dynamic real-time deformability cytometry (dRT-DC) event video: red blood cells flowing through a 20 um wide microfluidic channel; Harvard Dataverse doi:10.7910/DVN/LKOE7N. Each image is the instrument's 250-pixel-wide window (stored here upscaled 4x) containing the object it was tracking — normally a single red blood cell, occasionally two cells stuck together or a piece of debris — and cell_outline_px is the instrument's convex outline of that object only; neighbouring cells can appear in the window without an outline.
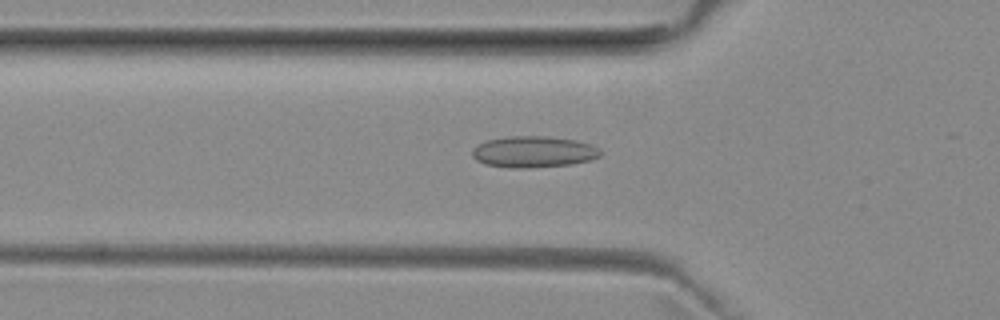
{"species": "common noctule bat (a hibernating species)", "species_latin": "Nyctalus noctula", "temperature_condition": "room temperature", "stored_images_in_passage": 25, "camera_frame_rate_fps": 3000, "um_per_image_px": 0.085, "animal": {"sex": "female", "body_mass_g": 29.2, "forearm_length_mm": 56.3}, "frame": {"image": 1, "passage_image": 17, "time_ms": 5.333, "image_size_px": [1000, 320], "cell_outline_px": [[600, 156], [592, 160], [572, 164], [524, 168], [508, 168], [484, 164], [476, 160], [472, 156], [472, 148], [476, 144], [488, 140], [512, 136], [544, 136], [576, 140], [592, 144], [600, 148]], "centroid_in_image_um": [45.35, 12.91], "position_along_channel_um": 80.5, "area_um2": 23.58}}
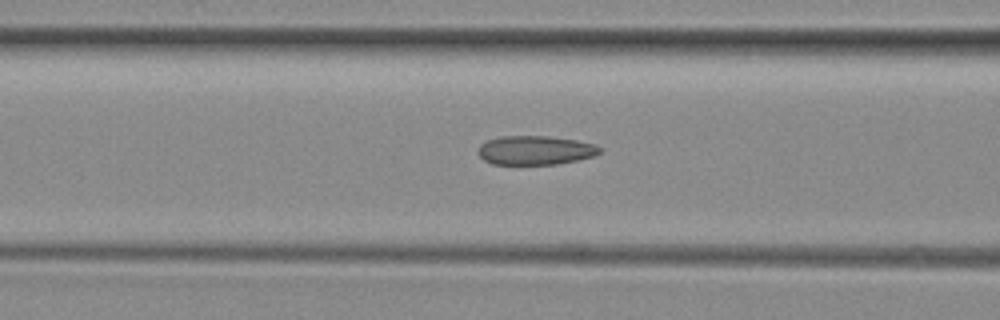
{"frame": {"image": 2, "passage_image": 20, "time_ms": 6.333, "image_size_px": [1000, 320], "cell_outline_px": [[600, 152], [592, 156], [580, 160], [556, 164], [492, 164], [484, 160], [476, 152], [480, 144], [488, 140], [500, 136], [548, 136], [576, 140], [596, 144], [600, 148]], "centroid_in_image_um": [45.48, 12.77], "position_along_channel_um": 121.1, "area_um2": 20.63}}
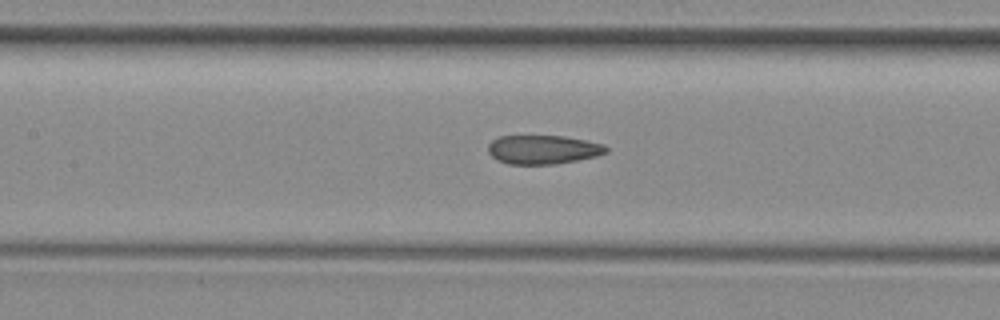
{"frame": {"image": 3, "passage_image": 23, "time_ms": 7.333, "image_size_px": [1000, 320], "cell_outline_px": [[608, 152], [596, 156], [556, 164], [508, 164], [492, 156], [488, 152], [488, 144], [492, 140], [500, 136], [564, 136], [604, 144], [608, 148]], "centroid_in_image_um": [46.16, 12.71], "position_along_channel_um": 161.2, "area_um2": 19.77}}